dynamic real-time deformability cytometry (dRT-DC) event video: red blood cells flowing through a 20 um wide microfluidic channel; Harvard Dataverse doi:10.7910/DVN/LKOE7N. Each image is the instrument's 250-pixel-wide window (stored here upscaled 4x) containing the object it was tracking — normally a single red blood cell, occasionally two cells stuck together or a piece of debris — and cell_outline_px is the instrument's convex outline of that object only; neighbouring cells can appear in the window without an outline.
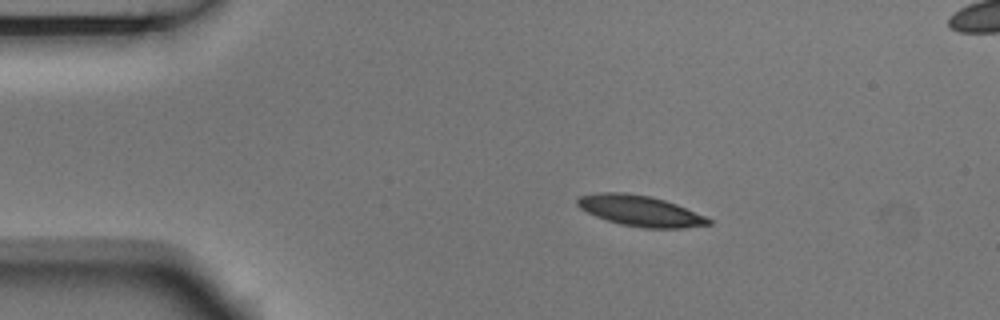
{"species": "Egyptian fruit bat (a non-hibernating species)", "species_latin": "Rousettus aegyptiacus", "temperature_condition": "room temperature", "stored_images_in_passage": 7, "camera_frame_rate_fps": 3000, "um_per_image_px": 0.085, "animal": {"sex": "male"}, "frame": {"image": 1, "passage_image": 3, "time_ms": 0.667, "image_size_px": [1000, 320], "cell_outline_px": [[712, 224], [684, 228], [644, 228], [620, 224], [596, 216], [580, 208], [576, 204], [576, 200], [580, 196], [596, 192], [624, 192], [648, 196], [664, 200], [676, 204], [704, 216], [712, 220]], "centroid_in_image_um": [54.4, 17.92], "position_along_channel_um": 30.6, "area_um2": 23.29}}
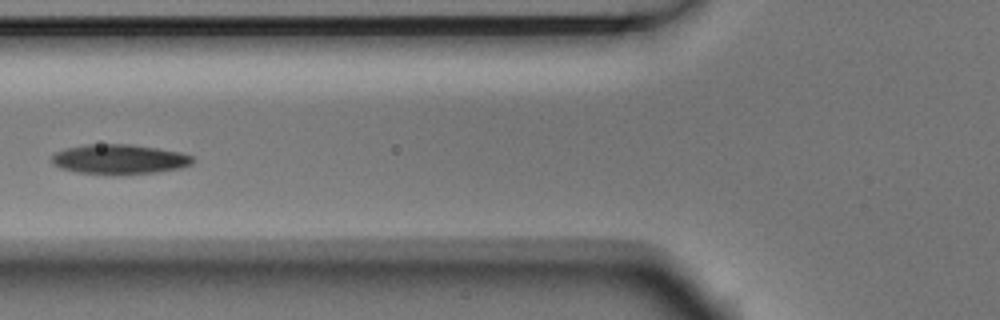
{"frame": {"image": 2, "passage_image": 6, "time_ms": 1.667, "image_size_px": [1000, 320], "cell_outline_px": [[196, 160], [192, 164], [180, 168], [156, 172], [120, 176], [116, 176], [76, 172], [60, 168], [52, 164], [52, 156], [56, 152], [64, 148], [84, 144], [132, 144], [180, 152], [192, 156]], "centroid_in_image_um": [10.13, 13.55], "position_along_channel_um": 115.7, "area_um2": 25.03}}
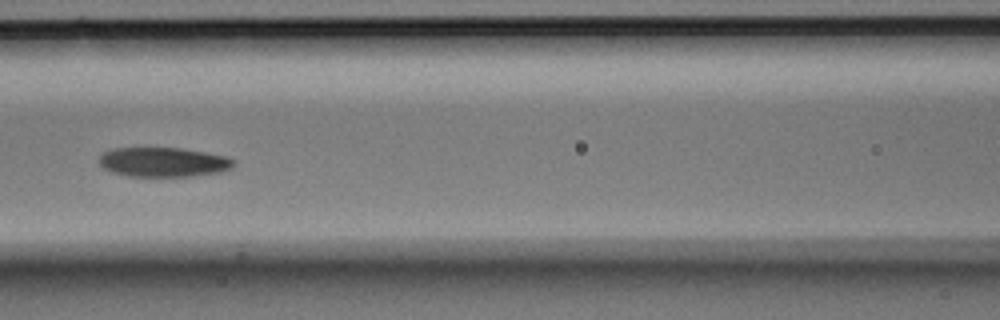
{"frame": {"image": 3, "passage_image": 7, "time_ms": 2.0, "image_size_px": [1000, 320], "cell_outline_px": [[236, 160], [232, 168], [220, 172], [192, 176], [128, 176], [112, 172], [104, 168], [100, 164], [100, 156], [104, 152], [112, 148], [180, 148], [228, 156]], "centroid_in_image_um": [13.92, 13.78], "position_along_channel_um": 152.7, "area_um2": 23.12}}